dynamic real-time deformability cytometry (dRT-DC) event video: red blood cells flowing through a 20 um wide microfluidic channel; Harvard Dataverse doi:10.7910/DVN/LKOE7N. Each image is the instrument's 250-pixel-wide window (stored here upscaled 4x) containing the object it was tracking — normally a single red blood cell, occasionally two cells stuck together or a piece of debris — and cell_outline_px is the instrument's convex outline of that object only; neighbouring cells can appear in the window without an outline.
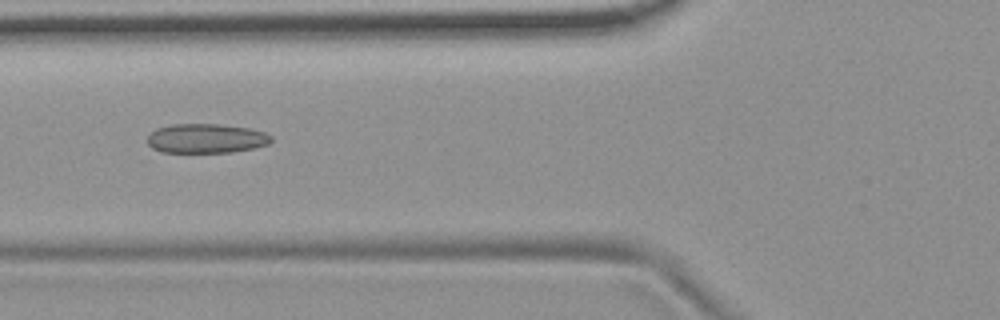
{"species": "common noctule bat (a hibernating species)", "species_latin": "Nyctalus noctula", "temperature_condition": "room temperature", "stored_images_in_passage": 8, "camera_frame_rate_fps": 3000, "um_per_image_px": 0.085, "animal": {"sex": "female", "body_mass_g": 19.9}, "frame": {"image": 1, "passage_image": 6, "time_ms": 5.667, "image_size_px": [1000, 320], "cell_outline_px": [[272, 140], [268, 144], [252, 148], [232, 152], [160, 152], [152, 148], [148, 144], [148, 136], [156, 128], [172, 124], [220, 124], [248, 128], [264, 132], [272, 136]], "centroid_in_image_um": [17.51, 11.76], "position_along_channel_um": 108.3, "area_um2": 21.15}}
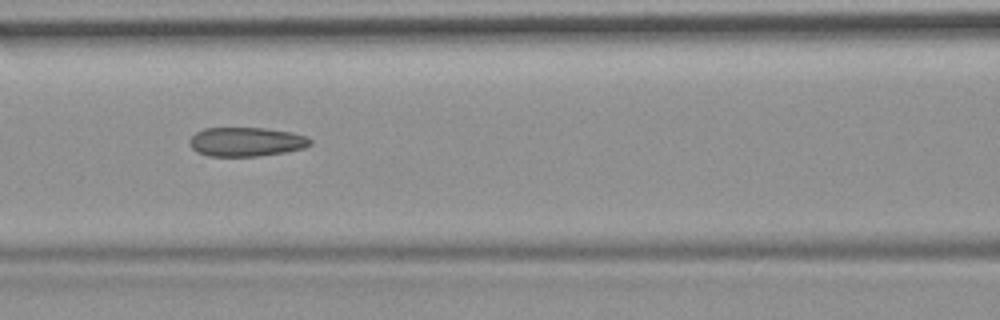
{"frame": {"image": 2, "passage_image": 7, "time_ms": 6.667, "image_size_px": [1000, 320], "cell_outline_px": [[312, 144], [304, 148], [284, 152], [260, 156], [208, 156], [196, 152], [192, 148], [188, 140], [196, 132], [204, 128], [264, 128], [288, 132], [304, 136], [312, 140]], "centroid_in_image_um": [20.89, 12.06], "position_along_channel_um": 145.7, "area_um2": 20.4}}
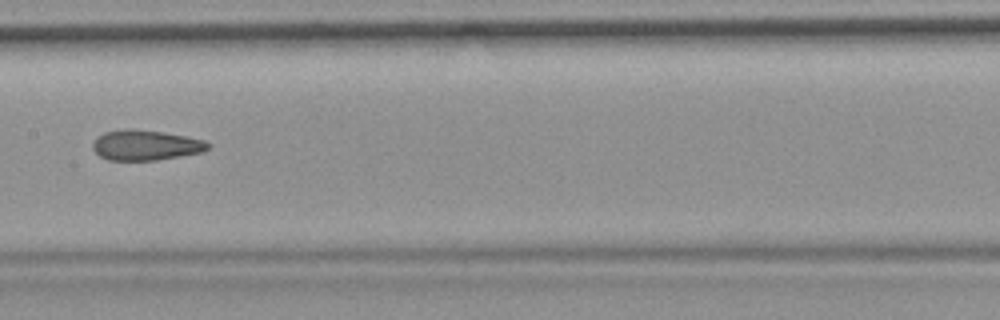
{"frame": {"image": 3, "passage_image": 8, "time_ms": 8.0, "image_size_px": [1000, 320], "cell_outline_px": [[212, 144], [204, 152], [156, 160], [108, 160], [100, 156], [92, 148], [92, 144], [104, 132], [124, 128], [132, 128], [160, 132], [184, 136], [204, 140]], "centroid_in_image_um": [12.39, 12.34], "position_along_channel_um": 195.0, "area_um2": 20.23}}